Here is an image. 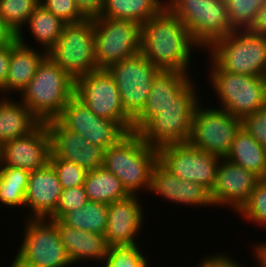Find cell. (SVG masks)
Listing matches in <instances>:
<instances>
[{
    "label": "cell",
    "instance_id": "obj_49",
    "mask_svg": "<svg viewBox=\"0 0 266 267\" xmlns=\"http://www.w3.org/2000/svg\"><path fill=\"white\" fill-rule=\"evenodd\" d=\"M264 79H265V85H266V73H265V75H264Z\"/></svg>",
    "mask_w": 266,
    "mask_h": 267
},
{
    "label": "cell",
    "instance_id": "obj_20",
    "mask_svg": "<svg viewBox=\"0 0 266 267\" xmlns=\"http://www.w3.org/2000/svg\"><path fill=\"white\" fill-rule=\"evenodd\" d=\"M46 126L51 137V153L56 158L72 161L91 171L103 166L104 150L76 132L63 127L56 119L49 120Z\"/></svg>",
    "mask_w": 266,
    "mask_h": 267
},
{
    "label": "cell",
    "instance_id": "obj_38",
    "mask_svg": "<svg viewBox=\"0 0 266 267\" xmlns=\"http://www.w3.org/2000/svg\"><path fill=\"white\" fill-rule=\"evenodd\" d=\"M40 5L66 24L86 20L79 12L75 0H40Z\"/></svg>",
    "mask_w": 266,
    "mask_h": 267
},
{
    "label": "cell",
    "instance_id": "obj_8",
    "mask_svg": "<svg viewBox=\"0 0 266 267\" xmlns=\"http://www.w3.org/2000/svg\"><path fill=\"white\" fill-rule=\"evenodd\" d=\"M166 7L184 23L203 51L234 31L224 0H170Z\"/></svg>",
    "mask_w": 266,
    "mask_h": 267
},
{
    "label": "cell",
    "instance_id": "obj_35",
    "mask_svg": "<svg viewBox=\"0 0 266 267\" xmlns=\"http://www.w3.org/2000/svg\"><path fill=\"white\" fill-rule=\"evenodd\" d=\"M39 4L40 0H0V16L19 33Z\"/></svg>",
    "mask_w": 266,
    "mask_h": 267
},
{
    "label": "cell",
    "instance_id": "obj_45",
    "mask_svg": "<svg viewBox=\"0 0 266 267\" xmlns=\"http://www.w3.org/2000/svg\"><path fill=\"white\" fill-rule=\"evenodd\" d=\"M263 241H259L257 239L256 242L252 240L253 244L250 246V250L252 257L262 266L266 267V240L264 238L262 239ZM253 253V254H252ZM254 255V256H253Z\"/></svg>",
    "mask_w": 266,
    "mask_h": 267
},
{
    "label": "cell",
    "instance_id": "obj_36",
    "mask_svg": "<svg viewBox=\"0 0 266 267\" xmlns=\"http://www.w3.org/2000/svg\"><path fill=\"white\" fill-rule=\"evenodd\" d=\"M49 164L54 168L62 189L84 185L87 171L83 167L72 161L56 158L52 153Z\"/></svg>",
    "mask_w": 266,
    "mask_h": 267
},
{
    "label": "cell",
    "instance_id": "obj_34",
    "mask_svg": "<svg viewBox=\"0 0 266 267\" xmlns=\"http://www.w3.org/2000/svg\"><path fill=\"white\" fill-rule=\"evenodd\" d=\"M266 0H224L233 30H249Z\"/></svg>",
    "mask_w": 266,
    "mask_h": 267
},
{
    "label": "cell",
    "instance_id": "obj_12",
    "mask_svg": "<svg viewBox=\"0 0 266 267\" xmlns=\"http://www.w3.org/2000/svg\"><path fill=\"white\" fill-rule=\"evenodd\" d=\"M74 96L96 116L132 132L133 120L126 114L115 80L107 69L95 70L75 80Z\"/></svg>",
    "mask_w": 266,
    "mask_h": 267
},
{
    "label": "cell",
    "instance_id": "obj_28",
    "mask_svg": "<svg viewBox=\"0 0 266 267\" xmlns=\"http://www.w3.org/2000/svg\"><path fill=\"white\" fill-rule=\"evenodd\" d=\"M30 171L2 166L0 168V207L10 209L16 215V212H23L20 215L23 218L25 213V194L28 186ZM17 209V210H16ZM15 210V211H14Z\"/></svg>",
    "mask_w": 266,
    "mask_h": 267
},
{
    "label": "cell",
    "instance_id": "obj_33",
    "mask_svg": "<svg viewBox=\"0 0 266 267\" xmlns=\"http://www.w3.org/2000/svg\"><path fill=\"white\" fill-rule=\"evenodd\" d=\"M243 222L266 230V179H261L253 189L249 200L237 213Z\"/></svg>",
    "mask_w": 266,
    "mask_h": 267
},
{
    "label": "cell",
    "instance_id": "obj_29",
    "mask_svg": "<svg viewBox=\"0 0 266 267\" xmlns=\"http://www.w3.org/2000/svg\"><path fill=\"white\" fill-rule=\"evenodd\" d=\"M165 7L163 0H105L102 17L130 20L142 25Z\"/></svg>",
    "mask_w": 266,
    "mask_h": 267
},
{
    "label": "cell",
    "instance_id": "obj_30",
    "mask_svg": "<svg viewBox=\"0 0 266 267\" xmlns=\"http://www.w3.org/2000/svg\"><path fill=\"white\" fill-rule=\"evenodd\" d=\"M84 188L88 201L110 204L129 196L120 179L103 166L87 171Z\"/></svg>",
    "mask_w": 266,
    "mask_h": 267
},
{
    "label": "cell",
    "instance_id": "obj_46",
    "mask_svg": "<svg viewBox=\"0 0 266 267\" xmlns=\"http://www.w3.org/2000/svg\"><path fill=\"white\" fill-rule=\"evenodd\" d=\"M251 261L254 262V264H256V265H254V264L253 265L247 264V266H246L245 262L243 264V261H242V263H240L237 267H262L255 259H254V261L253 260H251Z\"/></svg>",
    "mask_w": 266,
    "mask_h": 267
},
{
    "label": "cell",
    "instance_id": "obj_1",
    "mask_svg": "<svg viewBox=\"0 0 266 267\" xmlns=\"http://www.w3.org/2000/svg\"><path fill=\"white\" fill-rule=\"evenodd\" d=\"M199 51L202 56L204 51L184 23L167 7L141 25L140 53L161 70H179L195 75L196 69L191 68Z\"/></svg>",
    "mask_w": 266,
    "mask_h": 267
},
{
    "label": "cell",
    "instance_id": "obj_13",
    "mask_svg": "<svg viewBox=\"0 0 266 267\" xmlns=\"http://www.w3.org/2000/svg\"><path fill=\"white\" fill-rule=\"evenodd\" d=\"M158 162L182 180L198 183L211 192L220 157L192 146L189 142L157 149Z\"/></svg>",
    "mask_w": 266,
    "mask_h": 267
},
{
    "label": "cell",
    "instance_id": "obj_23",
    "mask_svg": "<svg viewBox=\"0 0 266 267\" xmlns=\"http://www.w3.org/2000/svg\"><path fill=\"white\" fill-rule=\"evenodd\" d=\"M57 227L73 266L80 267L82 263L87 267L86 264L91 262L90 267H95L103 262L109 250L104 234L72 228L60 220H57Z\"/></svg>",
    "mask_w": 266,
    "mask_h": 267
},
{
    "label": "cell",
    "instance_id": "obj_18",
    "mask_svg": "<svg viewBox=\"0 0 266 267\" xmlns=\"http://www.w3.org/2000/svg\"><path fill=\"white\" fill-rule=\"evenodd\" d=\"M148 194L155 198H162L167 204H175L176 206L187 207V210L208 207L214 208L210 198V192L202 185L182 180L170 173L159 162H157L151 172V181ZM157 197H156V196ZM185 205V206H184ZM192 207V209H190ZM195 207V209H194Z\"/></svg>",
    "mask_w": 266,
    "mask_h": 267
},
{
    "label": "cell",
    "instance_id": "obj_10",
    "mask_svg": "<svg viewBox=\"0 0 266 267\" xmlns=\"http://www.w3.org/2000/svg\"><path fill=\"white\" fill-rule=\"evenodd\" d=\"M207 95L208 97L205 96L206 99H202L194 110L192 131L188 142L196 148L225 158L236 132L241 127V119L224 109L210 106L211 101L210 103L207 101L209 93Z\"/></svg>",
    "mask_w": 266,
    "mask_h": 267
},
{
    "label": "cell",
    "instance_id": "obj_22",
    "mask_svg": "<svg viewBox=\"0 0 266 267\" xmlns=\"http://www.w3.org/2000/svg\"><path fill=\"white\" fill-rule=\"evenodd\" d=\"M61 193V183L49 163L41 169L31 171L25 194L23 219L49 218L58 206Z\"/></svg>",
    "mask_w": 266,
    "mask_h": 267
},
{
    "label": "cell",
    "instance_id": "obj_2",
    "mask_svg": "<svg viewBox=\"0 0 266 267\" xmlns=\"http://www.w3.org/2000/svg\"><path fill=\"white\" fill-rule=\"evenodd\" d=\"M157 162V149L136 132H128L103 153V167L120 179L129 195L148 194L151 172Z\"/></svg>",
    "mask_w": 266,
    "mask_h": 267
},
{
    "label": "cell",
    "instance_id": "obj_17",
    "mask_svg": "<svg viewBox=\"0 0 266 267\" xmlns=\"http://www.w3.org/2000/svg\"><path fill=\"white\" fill-rule=\"evenodd\" d=\"M142 197L144 196L129 195L125 199L108 204L107 225L104 235L109 247L143 243L140 241L141 233H145V226L143 225L148 223L144 221L149 220L145 215L151 214L146 213L149 209L145 211L148 204L145 206L146 203L144 202H148V200L141 199ZM143 229L144 231H142Z\"/></svg>",
    "mask_w": 266,
    "mask_h": 267
},
{
    "label": "cell",
    "instance_id": "obj_25",
    "mask_svg": "<svg viewBox=\"0 0 266 267\" xmlns=\"http://www.w3.org/2000/svg\"><path fill=\"white\" fill-rule=\"evenodd\" d=\"M65 24L39 4L29 16L26 25L18 33V41L26 46L37 47L48 52L57 42ZM26 32L31 36H27ZM28 38H31L32 42ZM34 44L36 45L34 46Z\"/></svg>",
    "mask_w": 266,
    "mask_h": 267
},
{
    "label": "cell",
    "instance_id": "obj_4",
    "mask_svg": "<svg viewBox=\"0 0 266 267\" xmlns=\"http://www.w3.org/2000/svg\"><path fill=\"white\" fill-rule=\"evenodd\" d=\"M206 57L208 80L206 79L205 83L208 86L209 82L211 91H214L211 96L216 95L214 98H217L216 105L214 103L213 106L224 109L241 120L266 107L264 77L222 71L208 56Z\"/></svg>",
    "mask_w": 266,
    "mask_h": 267
},
{
    "label": "cell",
    "instance_id": "obj_39",
    "mask_svg": "<svg viewBox=\"0 0 266 267\" xmlns=\"http://www.w3.org/2000/svg\"><path fill=\"white\" fill-rule=\"evenodd\" d=\"M241 127L266 148V107L245 116L241 120Z\"/></svg>",
    "mask_w": 266,
    "mask_h": 267
},
{
    "label": "cell",
    "instance_id": "obj_11",
    "mask_svg": "<svg viewBox=\"0 0 266 267\" xmlns=\"http://www.w3.org/2000/svg\"><path fill=\"white\" fill-rule=\"evenodd\" d=\"M93 21L98 69H107L114 63L140 53V24L106 17Z\"/></svg>",
    "mask_w": 266,
    "mask_h": 267
},
{
    "label": "cell",
    "instance_id": "obj_40",
    "mask_svg": "<svg viewBox=\"0 0 266 267\" xmlns=\"http://www.w3.org/2000/svg\"><path fill=\"white\" fill-rule=\"evenodd\" d=\"M218 252L215 251L213 254L207 253V255H202L200 259L198 257L199 261H196L198 264L194 267H237L242 262V259L240 261L239 258H237V260L230 252L225 253L223 250Z\"/></svg>",
    "mask_w": 266,
    "mask_h": 267
},
{
    "label": "cell",
    "instance_id": "obj_41",
    "mask_svg": "<svg viewBox=\"0 0 266 267\" xmlns=\"http://www.w3.org/2000/svg\"><path fill=\"white\" fill-rule=\"evenodd\" d=\"M80 14L86 20H95L102 17L105 0H75Z\"/></svg>",
    "mask_w": 266,
    "mask_h": 267
},
{
    "label": "cell",
    "instance_id": "obj_32",
    "mask_svg": "<svg viewBox=\"0 0 266 267\" xmlns=\"http://www.w3.org/2000/svg\"><path fill=\"white\" fill-rule=\"evenodd\" d=\"M143 248L145 247L141 243L109 247L100 267H151V254L146 253L147 249Z\"/></svg>",
    "mask_w": 266,
    "mask_h": 267
},
{
    "label": "cell",
    "instance_id": "obj_15",
    "mask_svg": "<svg viewBox=\"0 0 266 267\" xmlns=\"http://www.w3.org/2000/svg\"><path fill=\"white\" fill-rule=\"evenodd\" d=\"M56 120L103 150L116 144L128 133L120 124L96 116L75 96L64 106Z\"/></svg>",
    "mask_w": 266,
    "mask_h": 267
},
{
    "label": "cell",
    "instance_id": "obj_44",
    "mask_svg": "<svg viewBox=\"0 0 266 267\" xmlns=\"http://www.w3.org/2000/svg\"><path fill=\"white\" fill-rule=\"evenodd\" d=\"M254 34L266 36V1L257 12L256 19L249 29Z\"/></svg>",
    "mask_w": 266,
    "mask_h": 267
},
{
    "label": "cell",
    "instance_id": "obj_21",
    "mask_svg": "<svg viewBox=\"0 0 266 267\" xmlns=\"http://www.w3.org/2000/svg\"><path fill=\"white\" fill-rule=\"evenodd\" d=\"M194 78L198 76L179 70H160L153 79L143 110L133 119L132 132L138 133L161 109L177 103V95Z\"/></svg>",
    "mask_w": 266,
    "mask_h": 267
},
{
    "label": "cell",
    "instance_id": "obj_47",
    "mask_svg": "<svg viewBox=\"0 0 266 267\" xmlns=\"http://www.w3.org/2000/svg\"><path fill=\"white\" fill-rule=\"evenodd\" d=\"M3 145L4 143L0 141V168L3 166Z\"/></svg>",
    "mask_w": 266,
    "mask_h": 267
},
{
    "label": "cell",
    "instance_id": "obj_48",
    "mask_svg": "<svg viewBox=\"0 0 266 267\" xmlns=\"http://www.w3.org/2000/svg\"><path fill=\"white\" fill-rule=\"evenodd\" d=\"M169 1H170V0H163V2H164L165 4H167Z\"/></svg>",
    "mask_w": 266,
    "mask_h": 267
},
{
    "label": "cell",
    "instance_id": "obj_6",
    "mask_svg": "<svg viewBox=\"0 0 266 267\" xmlns=\"http://www.w3.org/2000/svg\"><path fill=\"white\" fill-rule=\"evenodd\" d=\"M196 83L194 78L177 95V103H171L161 109V112L138 132L144 142L158 149L161 146L189 141L194 110L205 96L200 92V86H197L200 82Z\"/></svg>",
    "mask_w": 266,
    "mask_h": 267
},
{
    "label": "cell",
    "instance_id": "obj_24",
    "mask_svg": "<svg viewBox=\"0 0 266 267\" xmlns=\"http://www.w3.org/2000/svg\"><path fill=\"white\" fill-rule=\"evenodd\" d=\"M47 52L26 46L18 40L12 44L9 72L6 79V96L18 97L28 86Z\"/></svg>",
    "mask_w": 266,
    "mask_h": 267
},
{
    "label": "cell",
    "instance_id": "obj_42",
    "mask_svg": "<svg viewBox=\"0 0 266 267\" xmlns=\"http://www.w3.org/2000/svg\"><path fill=\"white\" fill-rule=\"evenodd\" d=\"M12 44L0 48V96H6V79L9 72Z\"/></svg>",
    "mask_w": 266,
    "mask_h": 267
},
{
    "label": "cell",
    "instance_id": "obj_26",
    "mask_svg": "<svg viewBox=\"0 0 266 267\" xmlns=\"http://www.w3.org/2000/svg\"><path fill=\"white\" fill-rule=\"evenodd\" d=\"M13 97L0 96V141L3 143L27 136L42 123L19 98Z\"/></svg>",
    "mask_w": 266,
    "mask_h": 267
},
{
    "label": "cell",
    "instance_id": "obj_3",
    "mask_svg": "<svg viewBox=\"0 0 266 267\" xmlns=\"http://www.w3.org/2000/svg\"><path fill=\"white\" fill-rule=\"evenodd\" d=\"M20 242L8 267H74L64 247L57 220L24 218ZM22 238V239H21Z\"/></svg>",
    "mask_w": 266,
    "mask_h": 267
},
{
    "label": "cell",
    "instance_id": "obj_7",
    "mask_svg": "<svg viewBox=\"0 0 266 267\" xmlns=\"http://www.w3.org/2000/svg\"><path fill=\"white\" fill-rule=\"evenodd\" d=\"M203 53L222 71L258 77L266 73V36L249 30H234Z\"/></svg>",
    "mask_w": 266,
    "mask_h": 267
},
{
    "label": "cell",
    "instance_id": "obj_43",
    "mask_svg": "<svg viewBox=\"0 0 266 267\" xmlns=\"http://www.w3.org/2000/svg\"><path fill=\"white\" fill-rule=\"evenodd\" d=\"M18 40V33L0 16V48L9 46Z\"/></svg>",
    "mask_w": 266,
    "mask_h": 267
},
{
    "label": "cell",
    "instance_id": "obj_37",
    "mask_svg": "<svg viewBox=\"0 0 266 267\" xmlns=\"http://www.w3.org/2000/svg\"><path fill=\"white\" fill-rule=\"evenodd\" d=\"M88 202L84 185L62 189L60 200L55 212L48 218L59 220L66 212L74 211Z\"/></svg>",
    "mask_w": 266,
    "mask_h": 267
},
{
    "label": "cell",
    "instance_id": "obj_31",
    "mask_svg": "<svg viewBox=\"0 0 266 267\" xmlns=\"http://www.w3.org/2000/svg\"><path fill=\"white\" fill-rule=\"evenodd\" d=\"M107 215L108 204L88 201L84 206L66 212L59 220L72 228L105 234Z\"/></svg>",
    "mask_w": 266,
    "mask_h": 267
},
{
    "label": "cell",
    "instance_id": "obj_9",
    "mask_svg": "<svg viewBox=\"0 0 266 267\" xmlns=\"http://www.w3.org/2000/svg\"><path fill=\"white\" fill-rule=\"evenodd\" d=\"M74 81L98 70L95 57L94 21L65 24L55 45L47 52Z\"/></svg>",
    "mask_w": 266,
    "mask_h": 267
},
{
    "label": "cell",
    "instance_id": "obj_14",
    "mask_svg": "<svg viewBox=\"0 0 266 267\" xmlns=\"http://www.w3.org/2000/svg\"><path fill=\"white\" fill-rule=\"evenodd\" d=\"M126 114L133 120L144 108L155 75L161 70L141 53L110 65Z\"/></svg>",
    "mask_w": 266,
    "mask_h": 267
},
{
    "label": "cell",
    "instance_id": "obj_19",
    "mask_svg": "<svg viewBox=\"0 0 266 267\" xmlns=\"http://www.w3.org/2000/svg\"><path fill=\"white\" fill-rule=\"evenodd\" d=\"M51 137L46 123H41L24 137L4 142L3 166L34 171L49 163Z\"/></svg>",
    "mask_w": 266,
    "mask_h": 267
},
{
    "label": "cell",
    "instance_id": "obj_27",
    "mask_svg": "<svg viewBox=\"0 0 266 267\" xmlns=\"http://www.w3.org/2000/svg\"><path fill=\"white\" fill-rule=\"evenodd\" d=\"M225 159L266 179V148L242 127L236 132Z\"/></svg>",
    "mask_w": 266,
    "mask_h": 267
},
{
    "label": "cell",
    "instance_id": "obj_5",
    "mask_svg": "<svg viewBox=\"0 0 266 267\" xmlns=\"http://www.w3.org/2000/svg\"><path fill=\"white\" fill-rule=\"evenodd\" d=\"M74 92L75 81L46 56L18 98L45 123L61 114Z\"/></svg>",
    "mask_w": 266,
    "mask_h": 267
},
{
    "label": "cell",
    "instance_id": "obj_16",
    "mask_svg": "<svg viewBox=\"0 0 266 267\" xmlns=\"http://www.w3.org/2000/svg\"><path fill=\"white\" fill-rule=\"evenodd\" d=\"M260 180L261 178L254 172L221 158L217 167L216 181L210 192L214 209L221 208L226 211L229 209L232 210L231 213L237 215Z\"/></svg>",
    "mask_w": 266,
    "mask_h": 267
}]
</instances>
